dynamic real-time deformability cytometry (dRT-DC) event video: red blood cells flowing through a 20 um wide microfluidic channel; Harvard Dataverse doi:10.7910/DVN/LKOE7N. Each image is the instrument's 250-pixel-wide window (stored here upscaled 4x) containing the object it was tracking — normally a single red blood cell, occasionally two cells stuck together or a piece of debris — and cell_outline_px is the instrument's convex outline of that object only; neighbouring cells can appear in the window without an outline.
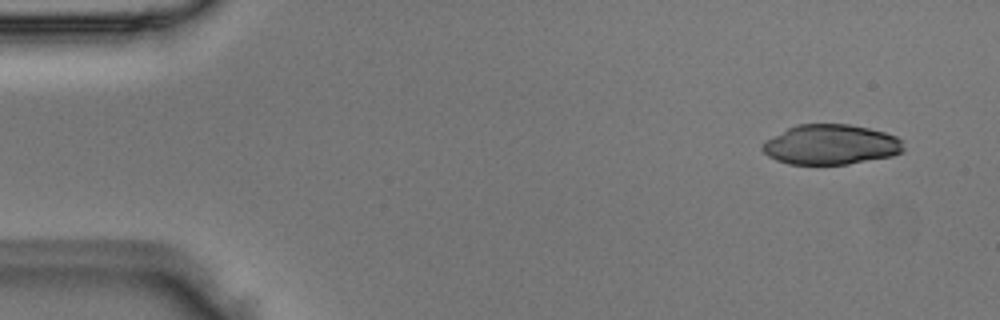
{"species": "Egyptian fruit bat (a non-hibernating species)", "species_latin": "Rousettus aegyptiacus", "temperature_condition": "room temperature", "stored_images_in_passage": 4, "camera_frame_rate_fps": 3000, "um_per_image_px": 0.085, "animal": {"sex": "male"}, "frame": {"image": 1, "passage_image": 1, "time_ms": 0.0, "image_size_px": [1000, 320], "cell_outline_px": [[904, 152], [892, 156], [848, 164], [788, 164], [776, 160], [768, 156], [760, 148], [764, 140], [796, 124], [848, 124], [868, 128], [884, 132], [896, 136], [904, 140]], "centroid_in_image_um": [70.63, 12.29], "position_along_channel_um": 14.4, "area_um2": 33.18}}